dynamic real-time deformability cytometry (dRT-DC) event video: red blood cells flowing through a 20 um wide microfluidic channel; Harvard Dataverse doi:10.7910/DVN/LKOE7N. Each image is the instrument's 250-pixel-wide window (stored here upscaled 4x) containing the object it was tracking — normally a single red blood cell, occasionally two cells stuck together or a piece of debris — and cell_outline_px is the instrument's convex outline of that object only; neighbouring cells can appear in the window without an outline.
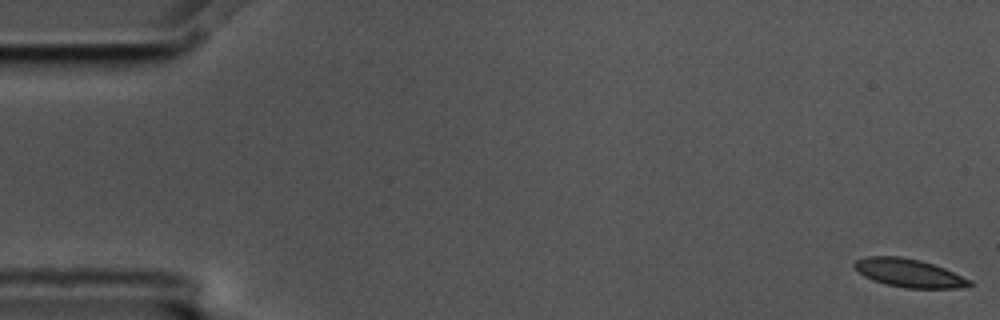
{"species": "common noctule bat (a hibernating species)", "species_latin": "Nyctalus noctula", "temperature_condition": "cold", "stored_images_in_passage": 57, "camera_frame_rate_fps": 3000, "um_per_image_px": 0.085, "animal": {"sex": "male", "body_mass_g": 17.5, "forearm_length_mm": 52.3}, "frame": {"image": 1, "passage_image": 1, "time_ms": 0.0, "image_size_px": [1000, 320], "cell_outline_px": [[972, 284], [956, 288], [904, 288], [872, 280], [864, 276], [852, 264], [856, 260], [864, 256], [900, 256], [920, 260], [944, 268], [972, 280]], "centroid_in_image_um": [77.24, 23.19], "position_along_channel_um": 7.8, "area_um2": 18.84}}
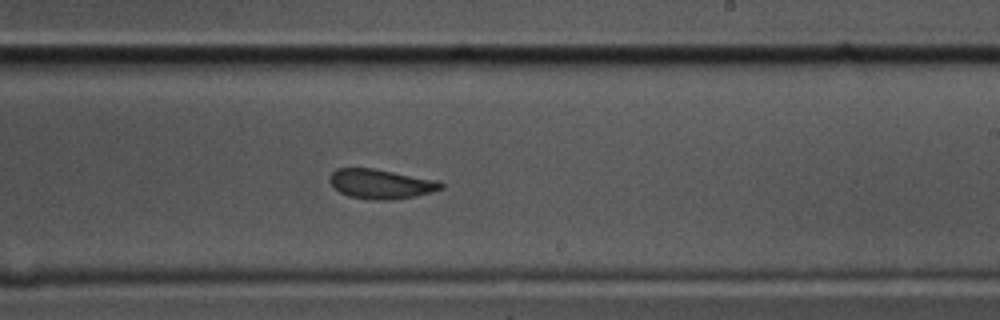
{"frame": {"image": 2, "passage_image": 34, "time_ms": 11.0, "image_size_px": [1000, 320], "cell_outline_px": [[444, 188], [432, 192], [416, 196], [392, 200], [376, 200], [348, 196], [340, 192], [328, 180], [332, 172], [336, 168], [372, 168], [440, 180], [444, 184]], "centroid_in_image_um": [32.42, 15.63], "position_along_channel_um": 256.6, "area_um2": 19.31}}
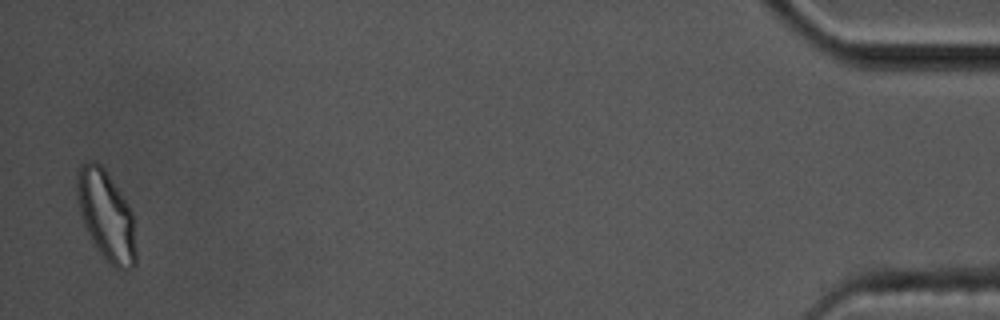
{"frame": {"image": 3, "passage_image": 56, "time_ms": 18.333, "image_size_px": [1000, 320], "cell_outline_px": [[136, 264], [128, 272], [124, 272], [108, 264], [96, 248], [84, 224], [80, 212], [76, 196], [76, 176], [80, 164], [84, 160], [92, 160], [100, 164], [104, 168], [120, 192], [132, 212], [136, 248]], "centroid_in_image_um": [9.02, 18.35], "position_along_channel_um": 426.2, "area_um2": 31.21}, "authors_computed_cell_mechanics": {"area_um2": 19.5364, "velocity_mm_per_s": 3.5305, "shape_relaxation_time_tau1_ms": 2.4122, "shape_relaxation_time_tau2_ms": 1.5854, "deformation_change_tau1": 0.1036, "deformation_change_tau2": 0.0797}}